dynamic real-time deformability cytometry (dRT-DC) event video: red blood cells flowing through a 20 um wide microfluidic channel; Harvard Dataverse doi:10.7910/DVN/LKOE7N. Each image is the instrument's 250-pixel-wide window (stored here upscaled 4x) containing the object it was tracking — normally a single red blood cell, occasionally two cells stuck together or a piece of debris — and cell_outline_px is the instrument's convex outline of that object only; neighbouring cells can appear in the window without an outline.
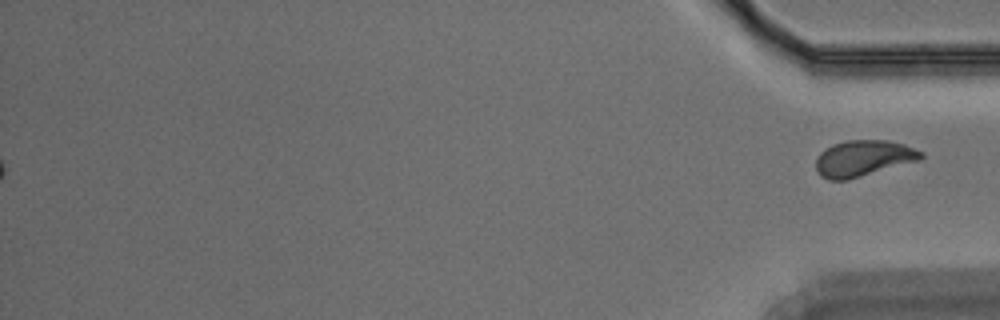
{"species": "Egyptian fruit bat (a non-hibernating species)", "species_latin": "Rousettus aegyptiacus", "temperature_condition": "warm", "stored_images_in_passage": 51, "segment_of_instrument_passage": [2, 2], "camera_frame_rate_fps": 3000, "um_per_image_px": 0.085, "animal": {"sex": "male"}, "frame": {"image": 1, "passage_image": 51, "time_ms": 16.667, "image_size_px": [1000, 320], "cell_outline_px": [[924, 156], [920, 160], [848, 180], [828, 180], [820, 176], [816, 168], [816, 156], [824, 148], [832, 144], [844, 140], [884, 140], [904, 144], [924, 152]], "centroid_in_image_um": [73.36, 13.45], "position_along_channel_um": 361.8, "area_um2": 22.37}}